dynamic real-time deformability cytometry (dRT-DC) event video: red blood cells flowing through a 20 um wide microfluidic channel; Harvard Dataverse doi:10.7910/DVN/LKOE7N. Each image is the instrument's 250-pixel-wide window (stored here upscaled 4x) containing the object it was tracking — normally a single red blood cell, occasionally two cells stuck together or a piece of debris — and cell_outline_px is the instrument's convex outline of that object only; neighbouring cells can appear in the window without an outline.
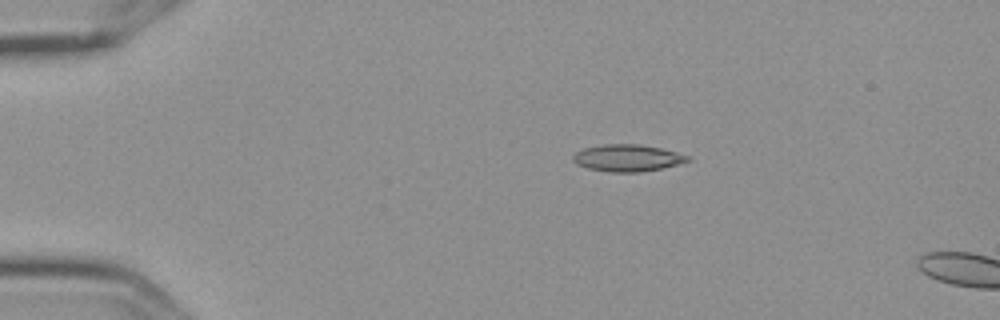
{"species": "Egyptian fruit bat (a non-hibernating species)", "species_latin": "Rousettus aegyptiacus", "temperature_condition": "cold", "stored_images_in_passage": 6, "camera_frame_rate_fps": 3000, "um_per_image_px": 0.085, "frame": {"image": 1, "passage_image": 4, "time_ms": 1.0, "image_size_px": [1000, 320], "cell_outline_px": [[692, 160], [660, 168], [640, 172], [608, 172], [588, 168], [576, 164], [572, 160], [572, 156], [576, 152], [584, 148], [604, 144], [636, 144], [660, 148], [676, 152], [688, 156]], "centroid_in_image_um": [53.28, 13.43], "position_along_channel_um": 31.7, "area_um2": 17.8}}